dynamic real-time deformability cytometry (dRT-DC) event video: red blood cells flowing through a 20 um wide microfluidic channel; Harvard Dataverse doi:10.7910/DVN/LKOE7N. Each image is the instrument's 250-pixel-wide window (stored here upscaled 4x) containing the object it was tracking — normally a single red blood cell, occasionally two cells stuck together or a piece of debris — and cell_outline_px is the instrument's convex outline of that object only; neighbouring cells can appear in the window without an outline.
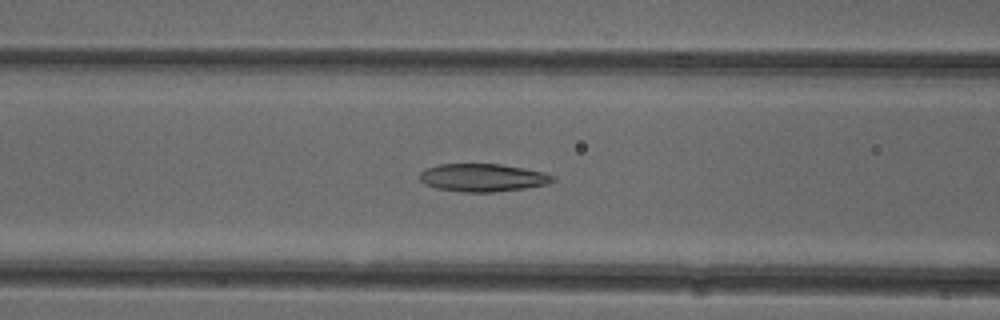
{"species": "common noctule bat (a hibernating species)", "species_latin": "Nyctalus noctula", "temperature_condition": "cold", "stored_images_in_passage": 42, "camera_frame_rate_fps": 3000, "um_per_image_px": 0.085, "animal": {"sex": "female"}, "frame": {"image": 1, "passage_image": 14, "time_ms": 4.333, "image_size_px": [1000, 320], "cell_outline_px": [[556, 180], [548, 184], [524, 188], [492, 192], [460, 192], [436, 188], [424, 184], [420, 180], [420, 172], [424, 168], [440, 164], [500, 164], [524, 168], [544, 172], [556, 176]], "centroid_in_image_um": [41.03, 15.1], "position_along_channel_um": 125.6, "area_um2": 21.79}}
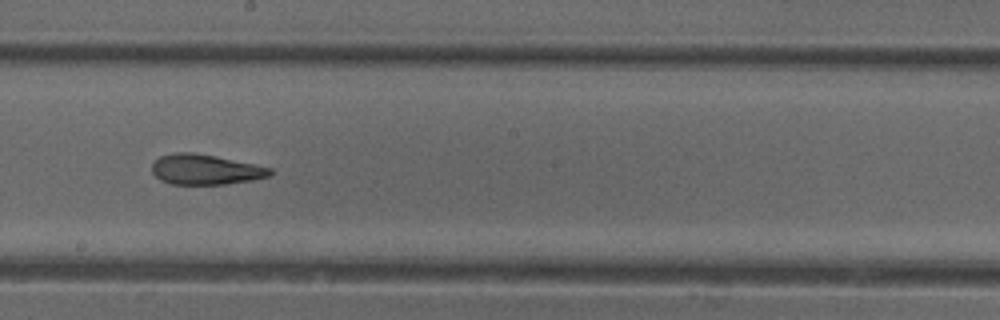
{"frame": {"image": 2, "passage_image": 22, "time_ms": 7.0, "image_size_px": [1000, 320], "cell_outline_px": [[272, 176], [252, 180], [224, 184], [172, 184], [160, 180], [152, 172], [152, 164], [160, 156], [172, 152], [192, 152], [216, 156], [272, 168]], "centroid_in_image_um": [17.45, 14.4], "position_along_channel_um": 230.7, "area_um2": 20.81}}
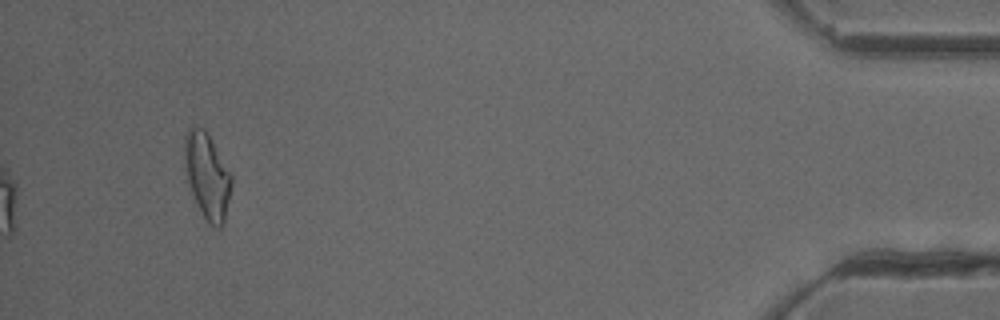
{"frame": {"image": 3, "passage_image": 42, "time_ms": 13.667, "image_size_px": [1000, 320], "cell_outline_px": [[232, 184], [224, 224], [220, 228], [216, 228], [208, 224], [188, 188], [184, 168], [184, 132], [188, 128], [204, 128], [208, 132], [232, 172]], "centroid_in_image_um": [17.61, 14.93], "position_along_channel_um": 417.6, "area_um2": 24.22}, "authors_computed_cell_mechanics": {"area_um2": 21.5594, "velocity_mm_per_s": 3.9427, "shape_relaxation_time_tau1_ms": null, "shape_relaxation_time_tau2_ms": 2.9908, "deformation_change_tau1": null, "deformation_change_tau2": 0.1289}}